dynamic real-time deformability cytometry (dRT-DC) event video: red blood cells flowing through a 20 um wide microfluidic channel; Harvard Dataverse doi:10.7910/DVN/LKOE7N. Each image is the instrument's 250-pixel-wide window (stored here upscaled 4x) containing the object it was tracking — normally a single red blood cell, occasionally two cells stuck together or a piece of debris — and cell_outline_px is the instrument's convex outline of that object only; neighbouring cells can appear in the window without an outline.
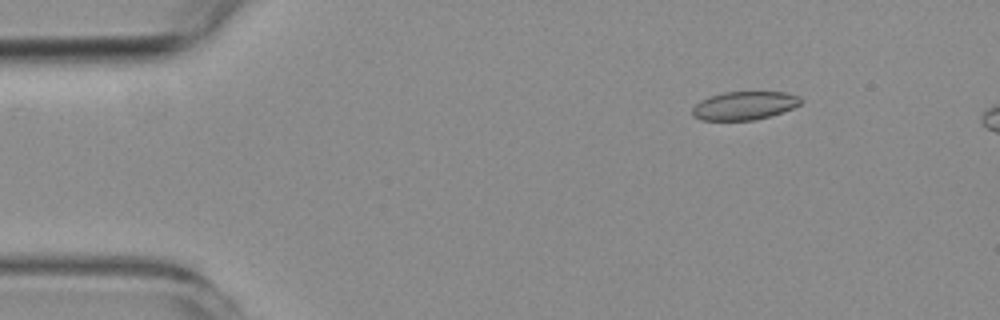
{"species": "common noctule bat (a hibernating species)", "species_latin": "Nyctalus noctula", "temperature_condition": "room temperature", "stored_images_in_passage": 47, "camera_frame_rate_fps": 3000, "um_per_image_px": 0.085, "animal": {"sex": "female", "body_mass_g": 19.3, "forearm_length_mm": 54.1}, "frame": {"image": 1, "passage_image": 1, "time_ms": 0.0, "image_size_px": [1000, 320], "cell_outline_px": [[804, 100], [800, 104], [792, 108], [772, 116], [752, 120], [700, 120], [692, 116], [692, 108], [700, 100], [708, 96], [724, 92], [784, 92], [800, 96]], "centroid_in_image_um": [63.26, 8.97], "position_along_channel_um": 21.7, "area_um2": 18.09}}
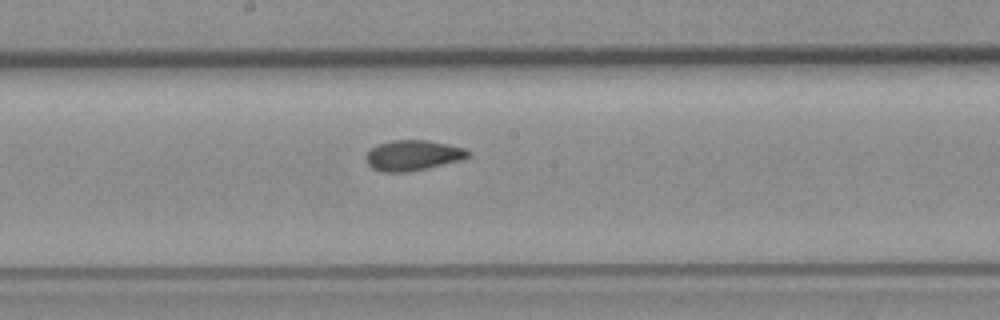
{"frame": {"image": 2, "passage_image": 23, "time_ms": 7.333, "image_size_px": [1000, 320], "cell_outline_px": [[472, 156], [460, 160], [408, 172], [384, 172], [372, 168], [364, 160], [364, 156], [372, 148], [380, 144], [392, 140], [428, 140], [464, 148], [472, 152]], "centroid_in_image_um": [35.09, 13.2], "position_along_channel_um": 213.1, "area_um2": 18.03}}
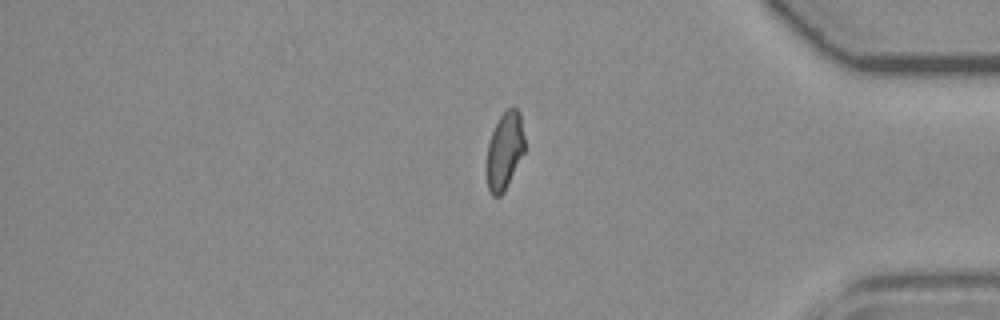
{"frame": {"image": 3, "passage_image": 40, "time_ms": 13.0, "image_size_px": [1000, 320], "cell_outline_px": [[524, 152], [504, 192], [500, 196], [492, 196], [488, 188], [484, 168], [488, 144], [492, 132], [500, 116], [508, 108], [516, 108], [520, 112], [524, 136]], "centroid_in_image_um": [42.86, 12.85], "position_along_channel_um": 392.3, "area_um2": 17.34}, "authors_computed_cell_mechanics": {"area_um2": 18.0336, "velocity_mm_per_s": 3.6714, "shape_relaxation_time_tau1_ms": null, "shape_relaxation_time_tau2_ms": 2.6245, "deformation_change_tau1": null, "deformation_change_tau2": 0.0718}}